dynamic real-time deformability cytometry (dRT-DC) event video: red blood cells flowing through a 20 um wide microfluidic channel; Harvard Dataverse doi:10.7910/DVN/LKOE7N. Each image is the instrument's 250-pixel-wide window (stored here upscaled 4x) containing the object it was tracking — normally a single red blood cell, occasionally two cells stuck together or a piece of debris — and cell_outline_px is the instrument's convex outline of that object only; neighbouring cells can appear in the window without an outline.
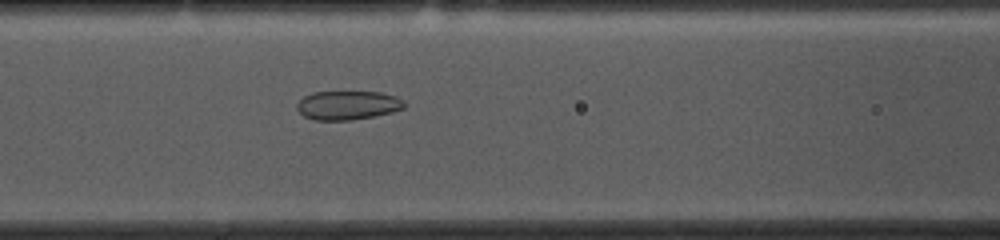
{"species": "common noctule bat (a hibernating species)", "species_latin": "Nyctalus noctula", "temperature_condition": "cold", "stored_images_in_passage": 53, "camera_frame_rate_fps": 3000, "um_per_image_px": 0.085, "animal": {"sex": "female", "body_mass_g": 10.0, "forearm_length_mm": 53.1}, "frame": {"image": 1, "passage_image": 21, "time_ms": 6.667, "image_size_px": [1000, 240], "cell_outline_px": [[404, 108], [392, 112], [376, 116], [352, 120], [316, 120], [304, 116], [296, 108], [296, 104], [304, 96], [312, 92], [380, 92], [396, 96], [404, 100]], "centroid_in_image_um": [29.56, 8.95], "position_along_channel_um": 137.0, "area_um2": 18.15}}
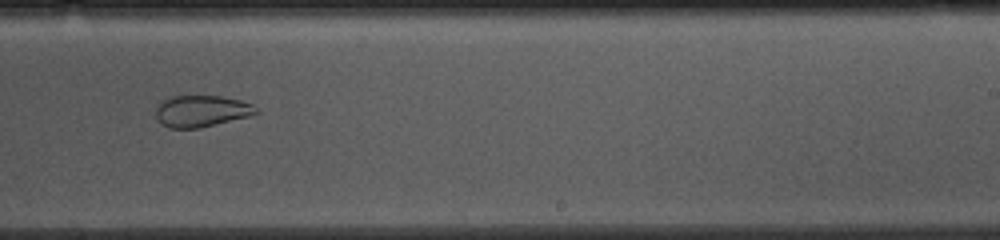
{"frame": {"image": 2, "passage_image": 32, "time_ms": 10.333, "image_size_px": [1000, 240], "cell_outline_px": [[260, 112], [248, 116], [200, 128], [168, 128], [156, 116], [156, 104], [160, 100], [168, 96], [220, 96], [240, 100], [252, 104]], "centroid_in_image_um": [17.09, 9.43], "position_along_channel_um": 271.9, "area_um2": 18.44}}
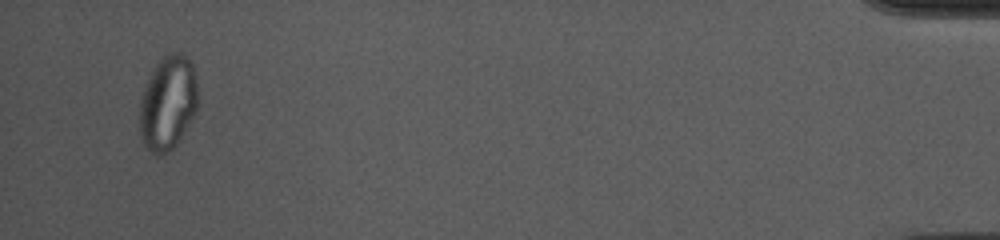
{"frame": {"image": 3, "passage_image": 51, "time_ms": 16.667, "image_size_px": [1000, 240], "cell_outline_px": [[196, 112], [176, 144], [168, 152], [160, 156], [152, 152], [144, 144], [140, 136], [140, 100], [144, 88], [156, 64], [168, 52], [180, 52], [192, 64], [196, 80]], "centroid_in_image_um": [14.25, 8.76], "position_along_channel_um": 420.9, "area_um2": 31.5}, "authors_computed_cell_mechanics": {"area_um2": 25.143, "velocity_mm_per_s": 3.6872, "shape_relaxation_time_tau1_ms": null, "shape_relaxation_time_tau2_ms": 2.0187, "deformation_change_tau1": null, "deformation_change_tau2": 0.0559}}